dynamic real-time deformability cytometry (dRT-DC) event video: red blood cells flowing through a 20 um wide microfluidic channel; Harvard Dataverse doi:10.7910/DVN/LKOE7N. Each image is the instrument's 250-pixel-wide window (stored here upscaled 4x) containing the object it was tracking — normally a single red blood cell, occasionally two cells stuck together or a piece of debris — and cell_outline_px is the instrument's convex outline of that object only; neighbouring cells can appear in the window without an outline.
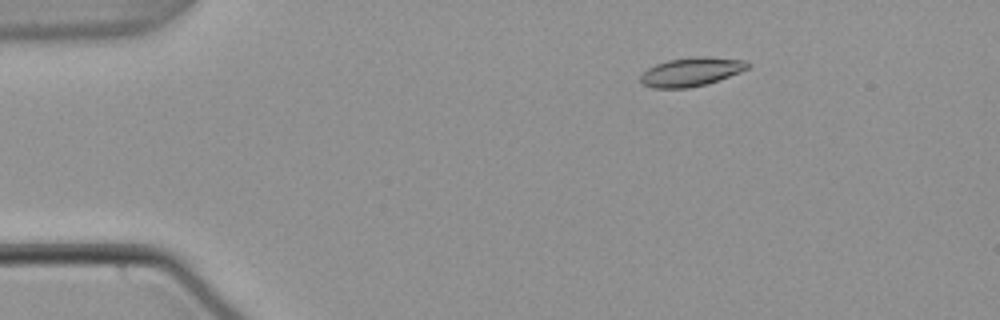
{"species": "common noctule bat (a hibernating species)", "species_latin": "Nyctalus noctula", "temperature_condition": "warm", "stored_images_in_passage": 54, "camera_frame_rate_fps": 3000, "um_per_image_px": 0.085, "animal": {"sex": "male", "body_mass_g": 21.5, "forearm_length_mm": 52.0}, "frame": {"image": 1, "passage_image": 9, "time_ms": 2.667, "image_size_px": [1000, 320], "cell_outline_px": [[752, 64], [748, 68], [740, 72], [704, 84], [688, 88], [652, 88], [640, 84], [640, 76], [648, 68], [656, 64], [668, 60], [696, 56], [704, 56], [744, 60]], "centroid_in_image_um": [58.72, 6.1], "position_along_channel_um": 26.3, "area_um2": 17.86}}
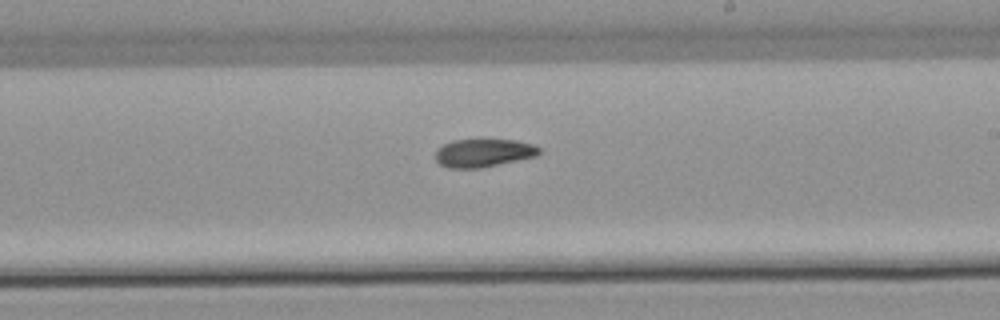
{"frame": {"image": 2, "passage_image": 32, "time_ms": 10.333, "image_size_px": [1000, 320], "cell_outline_px": [[540, 152], [536, 156], [480, 168], [448, 168], [440, 164], [436, 160], [436, 148], [452, 140], [516, 140], [532, 144], [540, 148]], "centroid_in_image_um": [41.07, 13.0], "position_along_channel_um": 247.9, "area_um2": 16.88}}
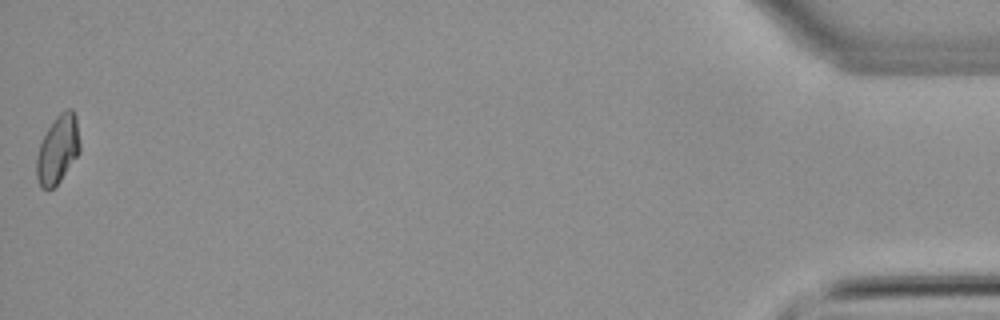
{"frame": {"image": 3, "passage_image": 54, "time_ms": 17.667, "image_size_px": [1000, 320], "cell_outline_px": [[80, 152], [60, 180], [52, 188], [40, 188], [36, 176], [36, 156], [40, 144], [48, 128], [56, 116], [60, 112], [68, 108], [72, 108], [76, 116], [80, 144]], "centroid_in_image_um": [4.91, 12.68], "position_along_channel_um": 430.3, "area_um2": 17.17}, "authors_computed_cell_mechanics": {"area_um2": 17.5423, "velocity_mm_per_s": 3.8154, "shape_relaxation_time_tau1_ms": null, "shape_relaxation_time_tau2_ms": 3.912, "deformation_change_tau1": null, "deformation_change_tau2": 0.087}}